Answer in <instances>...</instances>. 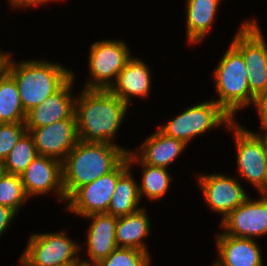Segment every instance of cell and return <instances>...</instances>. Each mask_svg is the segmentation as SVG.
Segmentation results:
<instances>
[{"label":"cell","instance_id":"d6986e66","mask_svg":"<svg viewBox=\"0 0 267 266\" xmlns=\"http://www.w3.org/2000/svg\"><path fill=\"white\" fill-rule=\"evenodd\" d=\"M142 144L138 149L140 155L136 151L132 153L142 163L166 169L187 145L179 139L167 136L160 129Z\"/></svg>","mask_w":267,"mask_h":266},{"label":"cell","instance_id":"4fadbf2b","mask_svg":"<svg viewBox=\"0 0 267 266\" xmlns=\"http://www.w3.org/2000/svg\"><path fill=\"white\" fill-rule=\"evenodd\" d=\"M28 197L49 193L51 190L59 195L58 201L65 200L62 184V162L48 156L37 155L20 174Z\"/></svg>","mask_w":267,"mask_h":266},{"label":"cell","instance_id":"8992f818","mask_svg":"<svg viewBox=\"0 0 267 266\" xmlns=\"http://www.w3.org/2000/svg\"><path fill=\"white\" fill-rule=\"evenodd\" d=\"M80 248L65 232L32 234L21 256V263L23 266H56L64 263L93 266L76 256Z\"/></svg>","mask_w":267,"mask_h":266},{"label":"cell","instance_id":"ac0fdd59","mask_svg":"<svg viewBox=\"0 0 267 266\" xmlns=\"http://www.w3.org/2000/svg\"><path fill=\"white\" fill-rule=\"evenodd\" d=\"M149 70L143 60L130 58L109 90L129 106L132 96L149 95L152 82Z\"/></svg>","mask_w":267,"mask_h":266},{"label":"cell","instance_id":"ffe728a7","mask_svg":"<svg viewBox=\"0 0 267 266\" xmlns=\"http://www.w3.org/2000/svg\"><path fill=\"white\" fill-rule=\"evenodd\" d=\"M149 216L144 208L118 217L116 224V243L118 247L135 248L141 251L148 252L143 238L148 236L150 232Z\"/></svg>","mask_w":267,"mask_h":266},{"label":"cell","instance_id":"5bb4252c","mask_svg":"<svg viewBox=\"0 0 267 266\" xmlns=\"http://www.w3.org/2000/svg\"><path fill=\"white\" fill-rule=\"evenodd\" d=\"M204 200L214 212L223 215L222 220L249 197L237 178L229 175L211 174L198 178Z\"/></svg>","mask_w":267,"mask_h":266},{"label":"cell","instance_id":"1f68e13d","mask_svg":"<svg viewBox=\"0 0 267 266\" xmlns=\"http://www.w3.org/2000/svg\"><path fill=\"white\" fill-rule=\"evenodd\" d=\"M7 56H8L7 53L4 54L0 52V74L5 68V62H6Z\"/></svg>","mask_w":267,"mask_h":266},{"label":"cell","instance_id":"52a82bcc","mask_svg":"<svg viewBox=\"0 0 267 266\" xmlns=\"http://www.w3.org/2000/svg\"><path fill=\"white\" fill-rule=\"evenodd\" d=\"M234 118L229 116L215 101H206L186 109L159 129L167 136L187 144L192 138L218 125L230 126Z\"/></svg>","mask_w":267,"mask_h":266},{"label":"cell","instance_id":"277c9868","mask_svg":"<svg viewBox=\"0 0 267 266\" xmlns=\"http://www.w3.org/2000/svg\"><path fill=\"white\" fill-rule=\"evenodd\" d=\"M219 99L214 100L232 118L236 110L254 103L248 85V70L242 54L231 44L214 74Z\"/></svg>","mask_w":267,"mask_h":266},{"label":"cell","instance_id":"7a4b0ae2","mask_svg":"<svg viewBox=\"0 0 267 266\" xmlns=\"http://www.w3.org/2000/svg\"><path fill=\"white\" fill-rule=\"evenodd\" d=\"M126 155V148L116 144L79 140L62 161V184L66 200L80 187L113 171Z\"/></svg>","mask_w":267,"mask_h":266},{"label":"cell","instance_id":"d4e9b609","mask_svg":"<svg viewBox=\"0 0 267 266\" xmlns=\"http://www.w3.org/2000/svg\"><path fill=\"white\" fill-rule=\"evenodd\" d=\"M37 155L33 139L26 131L4 159L5 172L20 175Z\"/></svg>","mask_w":267,"mask_h":266},{"label":"cell","instance_id":"ba28073f","mask_svg":"<svg viewBox=\"0 0 267 266\" xmlns=\"http://www.w3.org/2000/svg\"><path fill=\"white\" fill-rule=\"evenodd\" d=\"M239 28L231 44L242 54L248 85L256 97L267 87V44L256 20H246Z\"/></svg>","mask_w":267,"mask_h":266},{"label":"cell","instance_id":"83f0119b","mask_svg":"<svg viewBox=\"0 0 267 266\" xmlns=\"http://www.w3.org/2000/svg\"><path fill=\"white\" fill-rule=\"evenodd\" d=\"M27 131L25 122L0 123V159L4 161L21 136Z\"/></svg>","mask_w":267,"mask_h":266},{"label":"cell","instance_id":"f1b7e54d","mask_svg":"<svg viewBox=\"0 0 267 266\" xmlns=\"http://www.w3.org/2000/svg\"><path fill=\"white\" fill-rule=\"evenodd\" d=\"M261 119L262 131L267 128V87L255 97L254 103Z\"/></svg>","mask_w":267,"mask_h":266},{"label":"cell","instance_id":"484cf974","mask_svg":"<svg viewBox=\"0 0 267 266\" xmlns=\"http://www.w3.org/2000/svg\"><path fill=\"white\" fill-rule=\"evenodd\" d=\"M27 198L20 175L5 172L0 177V205L9 207L17 213Z\"/></svg>","mask_w":267,"mask_h":266},{"label":"cell","instance_id":"7c38bea8","mask_svg":"<svg viewBox=\"0 0 267 266\" xmlns=\"http://www.w3.org/2000/svg\"><path fill=\"white\" fill-rule=\"evenodd\" d=\"M37 154L63 161L79 141L76 119H65L39 128L27 129Z\"/></svg>","mask_w":267,"mask_h":266},{"label":"cell","instance_id":"44dd1931","mask_svg":"<svg viewBox=\"0 0 267 266\" xmlns=\"http://www.w3.org/2000/svg\"><path fill=\"white\" fill-rule=\"evenodd\" d=\"M220 0H187V39L198 43L210 31Z\"/></svg>","mask_w":267,"mask_h":266},{"label":"cell","instance_id":"e575fe53","mask_svg":"<svg viewBox=\"0 0 267 266\" xmlns=\"http://www.w3.org/2000/svg\"><path fill=\"white\" fill-rule=\"evenodd\" d=\"M263 131H266V132H264L265 134H263L265 137H266V139H267V128L266 129H264Z\"/></svg>","mask_w":267,"mask_h":266},{"label":"cell","instance_id":"6da1fadb","mask_svg":"<svg viewBox=\"0 0 267 266\" xmlns=\"http://www.w3.org/2000/svg\"><path fill=\"white\" fill-rule=\"evenodd\" d=\"M128 108L110 90L84 88L75 101L74 115L79 140L86 143L114 144V135Z\"/></svg>","mask_w":267,"mask_h":266},{"label":"cell","instance_id":"cb8c5ba5","mask_svg":"<svg viewBox=\"0 0 267 266\" xmlns=\"http://www.w3.org/2000/svg\"><path fill=\"white\" fill-rule=\"evenodd\" d=\"M26 121L18 87L14 79L3 70L0 74V123Z\"/></svg>","mask_w":267,"mask_h":266},{"label":"cell","instance_id":"30bf717a","mask_svg":"<svg viewBox=\"0 0 267 266\" xmlns=\"http://www.w3.org/2000/svg\"><path fill=\"white\" fill-rule=\"evenodd\" d=\"M128 168H131V166L128 164L127 158H125L110 173L80 187L68 199L66 209L84 217L96 213H107L118 178Z\"/></svg>","mask_w":267,"mask_h":266},{"label":"cell","instance_id":"836d02e7","mask_svg":"<svg viewBox=\"0 0 267 266\" xmlns=\"http://www.w3.org/2000/svg\"><path fill=\"white\" fill-rule=\"evenodd\" d=\"M56 266H82V263H64Z\"/></svg>","mask_w":267,"mask_h":266},{"label":"cell","instance_id":"e0dca14e","mask_svg":"<svg viewBox=\"0 0 267 266\" xmlns=\"http://www.w3.org/2000/svg\"><path fill=\"white\" fill-rule=\"evenodd\" d=\"M86 217L91 220L87 232V251L91 263L95 265L118 248L115 235L118 217L108 213H96Z\"/></svg>","mask_w":267,"mask_h":266},{"label":"cell","instance_id":"f546056e","mask_svg":"<svg viewBox=\"0 0 267 266\" xmlns=\"http://www.w3.org/2000/svg\"><path fill=\"white\" fill-rule=\"evenodd\" d=\"M16 212L9 207L0 205V236L11 224Z\"/></svg>","mask_w":267,"mask_h":266},{"label":"cell","instance_id":"5b68a950","mask_svg":"<svg viewBox=\"0 0 267 266\" xmlns=\"http://www.w3.org/2000/svg\"><path fill=\"white\" fill-rule=\"evenodd\" d=\"M234 131L237 147V165L239 176L244 177L249 183L266 194L267 181V139L262 134L232 123L227 127Z\"/></svg>","mask_w":267,"mask_h":266},{"label":"cell","instance_id":"4316f807","mask_svg":"<svg viewBox=\"0 0 267 266\" xmlns=\"http://www.w3.org/2000/svg\"><path fill=\"white\" fill-rule=\"evenodd\" d=\"M150 260L148 252L118 247L94 266H150Z\"/></svg>","mask_w":267,"mask_h":266},{"label":"cell","instance_id":"2e32d148","mask_svg":"<svg viewBox=\"0 0 267 266\" xmlns=\"http://www.w3.org/2000/svg\"><path fill=\"white\" fill-rule=\"evenodd\" d=\"M219 259L216 266H263L255 239L238 238L222 232L216 236Z\"/></svg>","mask_w":267,"mask_h":266},{"label":"cell","instance_id":"603a6c76","mask_svg":"<svg viewBox=\"0 0 267 266\" xmlns=\"http://www.w3.org/2000/svg\"><path fill=\"white\" fill-rule=\"evenodd\" d=\"M126 158L129 165L135 162H140L139 165H142L143 177L141 179V185H138L140 198L146 196L151 200H157L163 197L172 180V177L168 174V170L166 168L142 163L136 155L129 150Z\"/></svg>","mask_w":267,"mask_h":266},{"label":"cell","instance_id":"d6a6232c","mask_svg":"<svg viewBox=\"0 0 267 266\" xmlns=\"http://www.w3.org/2000/svg\"><path fill=\"white\" fill-rule=\"evenodd\" d=\"M5 173L4 161L0 159V177Z\"/></svg>","mask_w":267,"mask_h":266},{"label":"cell","instance_id":"9c48e42d","mask_svg":"<svg viewBox=\"0 0 267 266\" xmlns=\"http://www.w3.org/2000/svg\"><path fill=\"white\" fill-rule=\"evenodd\" d=\"M131 58L128 46L121 40H104L92 43L88 57L90 81L85 89L109 90L118 74ZM114 77L115 81H112Z\"/></svg>","mask_w":267,"mask_h":266},{"label":"cell","instance_id":"8fae6325","mask_svg":"<svg viewBox=\"0 0 267 266\" xmlns=\"http://www.w3.org/2000/svg\"><path fill=\"white\" fill-rule=\"evenodd\" d=\"M221 226L226 230L224 234L238 238L255 239L267 234V194L257 201L249 197L221 220Z\"/></svg>","mask_w":267,"mask_h":266},{"label":"cell","instance_id":"9a60e30c","mask_svg":"<svg viewBox=\"0 0 267 266\" xmlns=\"http://www.w3.org/2000/svg\"><path fill=\"white\" fill-rule=\"evenodd\" d=\"M74 76L55 94L26 113V129L39 128L60 120L76 119L75 101L71 95Z\"/></svg>","mask_w":267,"mask_h":266},{"label":"cell","instance_id":"4dcf8cb0","mask_svg":"<svg viewBox=\"0 0 267 266\" xmlns=\"http://www.w3.org/2000/svg\"><path fill=\"white\" fill-rule=\"evenodd\" d=\"M53 0H9L10 4L14 7H28V6H36L42 3L51 2ZM56 1V0H54ZM59 1V0H58Z\"/></svg>","mask_w":267,"mask_h":266},{"label":"cell","instance_id":"7402d4cb","mask_svg":"<svg viewBox=\"0 0 267 266\" xmlns=\"http://www.w3.org/2000/svg\"><path fill=\"white\" fill-rule=\"evenodd\" d=\"M128 168L119 178L111 197L107 213L115 217H122L138 211L137 206L141 201L139 195V184L136 183L134 177Z\"/></svg>","mask_w":267,"mask_h":266},{"label":"cell","instance_id":"3957f363","mask_svg":"<svg viewBox=\"0 0 267 266\" xmlns=\"http://www.w3.org/2000/svg\"><path fill=\"white\" fill-rule=\"evenodd\" d=\"M4 70L14 79L25 113L58 92L73 76L71 70L43 60L12 62L8 54Z\"/></svg>","mask_w":267,"mask_h":266}]
</instances>
